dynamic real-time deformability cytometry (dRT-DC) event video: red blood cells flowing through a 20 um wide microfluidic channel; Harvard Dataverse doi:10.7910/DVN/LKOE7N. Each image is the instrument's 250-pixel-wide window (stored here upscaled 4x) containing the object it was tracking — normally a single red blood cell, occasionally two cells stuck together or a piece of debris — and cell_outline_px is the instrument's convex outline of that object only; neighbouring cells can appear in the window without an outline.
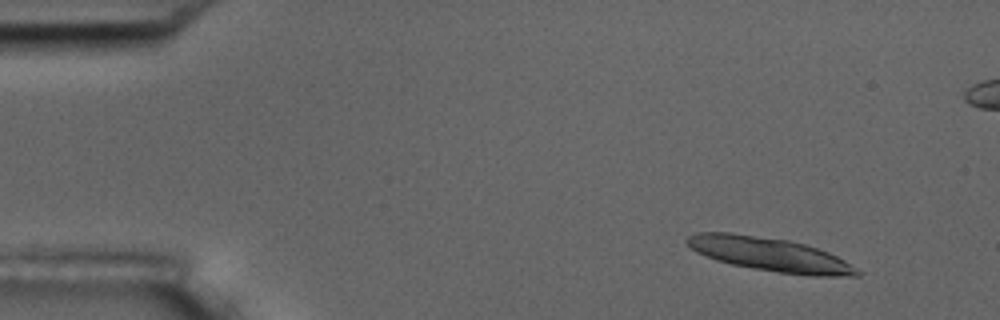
{"species": "common noctule bat (a hibernating species)", "species_latin": "Nyctalus noctula", "temperature_condition": "room temperature", "stored_images_in_passage": 14, "camera_frame_rate_fps": 3000, "um_per_image_px": 0.085, "animal": {"sex": "male", "body_mass_g": 17.5, "forearm_length_mm": 52.3}, "frame": {"image": 1, "passage_image": 3, "time_ms": 0.667, "image_size_px": [1000, 320], "cell_outline_px": [[864, 272], [860, 276], [812, 276], [776, 272], [752, 268], [732, 264], [716, 260], [696, 252], [684, 240], [688, 236], [696, 232], [732, 232], [788, 240], [804, 244], [828, 252], [844, 260]], "centroid_in_image_um": [65.45, 21.62], "position_along_channel_um": 19.6, "area_um2": 33.52}}